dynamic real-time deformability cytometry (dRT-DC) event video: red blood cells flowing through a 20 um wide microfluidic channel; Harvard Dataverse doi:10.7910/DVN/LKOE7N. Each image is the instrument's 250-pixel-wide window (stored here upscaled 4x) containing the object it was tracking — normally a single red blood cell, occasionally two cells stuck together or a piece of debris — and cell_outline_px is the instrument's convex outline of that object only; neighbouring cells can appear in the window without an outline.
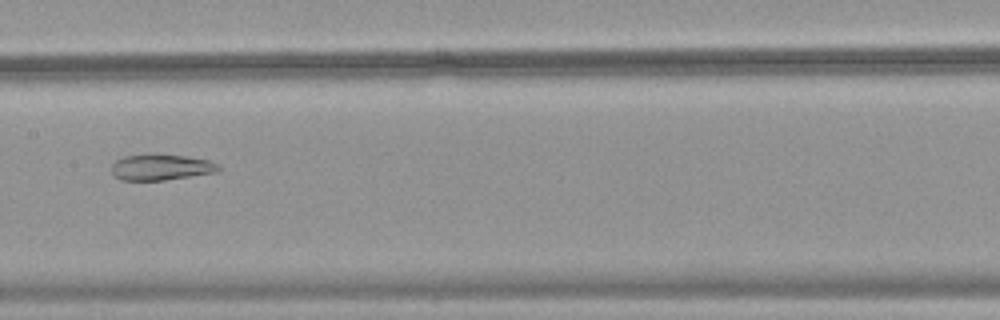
{"species": "common noctule bat (a hibernating species)", "species_latin": "Nyctalus noctula", "temperature_condition": "warm", "stored_images_in_passage": 34, "camera_frame_rate_fps": 3000, "um_per_image_px": 0.085, "animal": {"sex": "female", "body_mass_g": 18.4}, "frame": {"image": 1, "passage_image": 10, "time_ms": 3.0, "image_size_px": [1000, 320], "cell_outline_px": [[220, 172], [164, 180], [120, 180], [112, 176], [112, 164], [116, 160], [124, 156], [184, 156], [208, 160], [220, 164]], "centroid_in_image_um": [13.71, 14.25], "position_along_channel_um": 193.7, "area_um2": 15.84}}
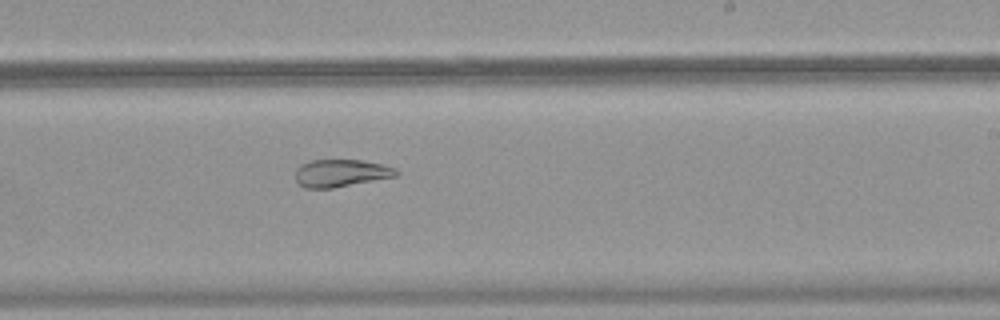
{"frame": {"image": 2, "passage_image": 15, "time_ms": 4.667, "image_size_px": [1000, 320], "cell_outline_px": [[400, 176], [332, 188], [304, 188], [296, 180], [296, 168], [300, 164], [312, 160], [360, 160], [384, 164], [396, 168], [400, 172]], "centroid_in_image_um": [29.03, 14.71], "position_along_channel_um": 260.0, "area_um2": 16.36}}
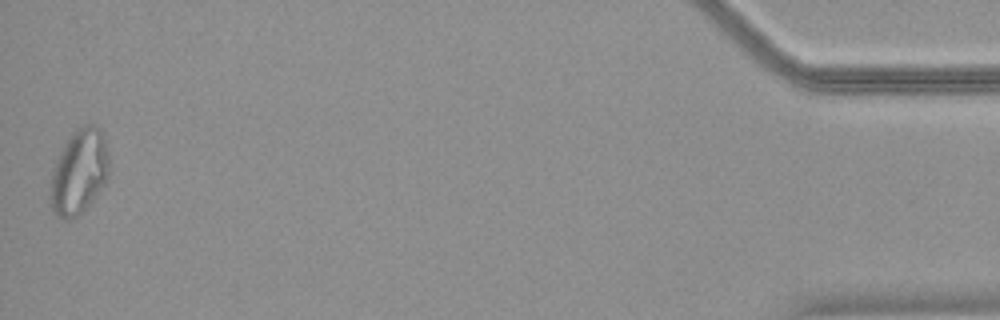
{"frame": {"image": 3, "passage_image": 34, "time_ms": 11.0, "image_size_px": [1000, 320], "cell_outline_px": [[108, 176], [104, 184], [92, 200], [76, 216], [68, 220], [64, 220], [56, 216], [52, 208], [52, 172], [60, 152], [64, 144], [72, 132], [76, 128], [84, 124], [96, 124], [104, 132], [108, 156]], "centroid_in_image_um": [6.75, 14.54], "position_along_channel_um": 428.4, "area_um2": 28.61}}